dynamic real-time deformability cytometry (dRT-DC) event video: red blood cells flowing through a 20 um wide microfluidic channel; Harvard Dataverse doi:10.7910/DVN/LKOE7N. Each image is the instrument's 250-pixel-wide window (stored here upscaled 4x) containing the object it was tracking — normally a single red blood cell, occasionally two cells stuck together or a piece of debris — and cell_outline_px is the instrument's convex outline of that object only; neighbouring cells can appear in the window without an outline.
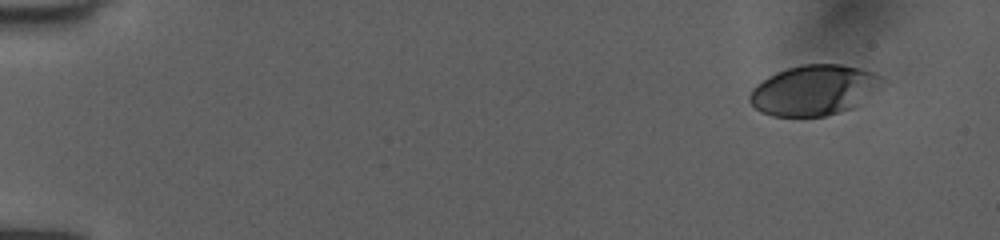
{"species": "human", "species_latin": "Homo sapiens", "temperature_condition": "room temperature", "stored_images_in_passage": 49, "camera_frame_rate_fps": 3000, "um_per_image_px": 0.085, "donor": {"sex": "female"}, "frame": {"image": 1, "passage_image": 1, "time_ms": 0.0, "image_size_px": [1000, 240], "cell_outline_px": [[888, 80], [880, 88], [852, 108], [840, 112], [824, 116], [772, 116], [760, 112], [748, 100], [748, 96], [752, 88], [756, 84], [768, 76], [776, 72], [788, 68], [804, 64], [840, 64], [876, 72], [884, 76]], "centroid_in_image_um": [69.21, 7.65], "position_along_channel_um": 15.8, "area_um2": 39.13}}
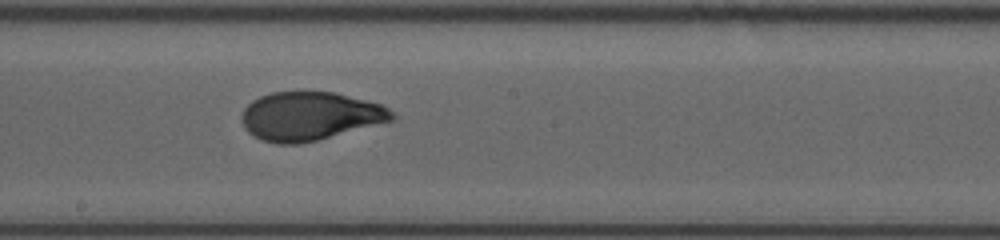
{"frame": {"image": 2, "passage_image": 27, "time_ms": 8.667, "image_size_px": [1000, 240], "cell_outline_px": [[396, 120], [316, 140], [296, 144], [276, 144], [252, 136], [244, 128], [244, 108], [252, 100], [260, 96], [272, 92], [336, 92], [380, 104], [388, 108], [396, 116]], "centroid_in_image_um": [26.37, 9.87], "position_along_channel_um": 221.8, "area_um2": 42.25}}
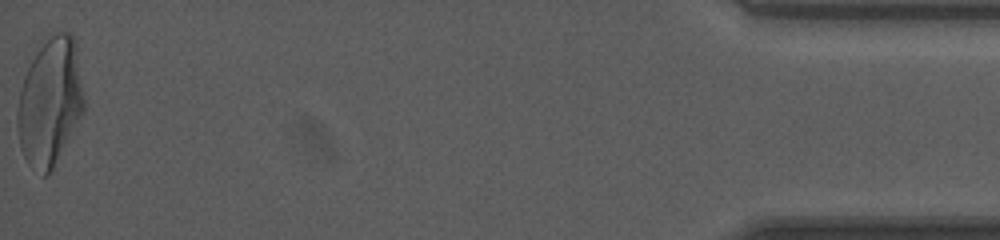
{"frame": {"image": 3, "passage_image": 49, "time_ms": 16.0, "image_size_px": [1000, 240], "cell_outline_px": [[84, 108], [80, 116], [52, 168], [44, 176], [28, 164], [20, 148], [16, 120], [16, 112], [20, 88], [28, 56], [40, 40], [44, 36], [56, 32], [68, 32], [76, 40], [84, 100]], "centroid_in_image_um": [4.19, 8.51], "position_along_channel_um": 431.0, "area_um2": 50.29}, "authors_computed_cell_mechanics": {"area_um2": 42.5408, "velocity_mm_per_s": 4.0221, "shape_relaxation_time_tau1_ms": 4.5892, "shape_relaxation_time_tau2_ms": 0.7742, "deformation_change_tau1": 0.1849, "deformation_change_tau2": 0.059}}